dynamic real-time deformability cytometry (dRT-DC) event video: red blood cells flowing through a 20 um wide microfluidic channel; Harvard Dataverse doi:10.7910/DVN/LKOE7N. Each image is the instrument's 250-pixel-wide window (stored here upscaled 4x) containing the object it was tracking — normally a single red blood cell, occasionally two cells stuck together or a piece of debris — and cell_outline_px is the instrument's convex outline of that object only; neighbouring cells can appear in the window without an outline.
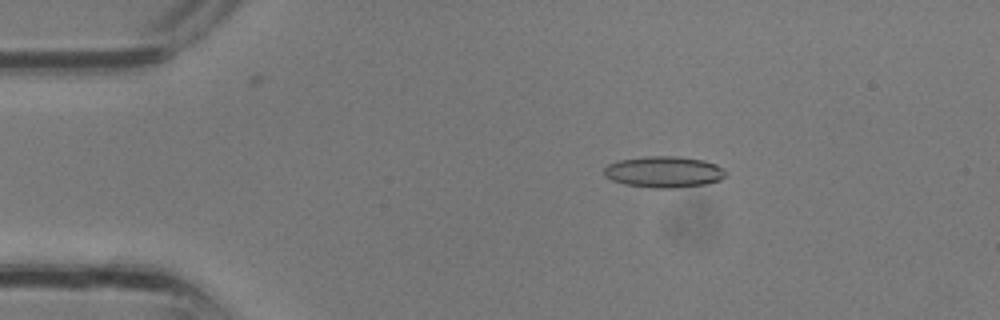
{"species": "common noctule bat (a hibernating species)", "species_latin": "Nyctalus noctula", "temperature_condition": "room temperature", "stored_images_in_passage": 16, "camera_frame_rate_fps": 3000, "um_per_image_px": 0.085, "animal": {"sex": "male", "body_mass_g": 13.3}, "frame": {"image": 1, "passage_image": 6, "time_ms": 1.667, "image_size_px": [1000, 320], "cell_outline_px": [[728, 172], [720, 180], [708, 184], [672, 188], [652, 188], [624, 184], [612, 180], [604, 176], [604, 168], [608, 164], [620, 160], [648, 156], [676, 156], [704, 160], [716, 164]], "centroid_in_image_um": [56.44, 14.61], "position_along_channel_um": 28.6, "area_um2": 22.25}}
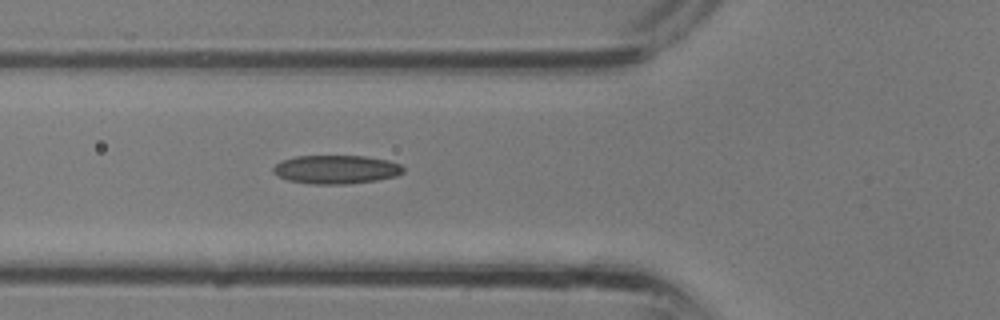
{"frame": {"image": 2, "passage_image": 12, "time_ms": 3.667, "image_size_px": [1000, 320], "cell_outline_px": [[404, 172], [396, 176], [376, 180], [348, 184], [312, 184], [288, 180], [272, 172], [272, 168], [280, 160], [296, 156], [364, 156], [388, 160], [400, 164], [404, 168]], "centroid_in_image_um": [28.57, 14.4], "position_along_channel_um": 97.2, "area_um2": 21.73}}
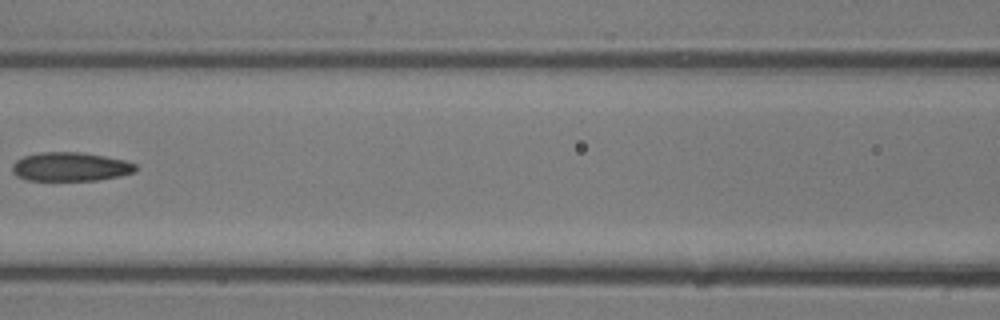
{"frame": {"image": 3, "passage_image": 15, "time_ms": 4.667, "image_size_px": [1000, 320], "cell_outline_px": [[136, 172], [120, 176], [96, 180], [28, 180], [16, 176], [12, 172], [12, 164], [16, 160], [24, 156], [40, 152], [80, 152], [104, 156], [124, 160], [136, 164]], "centroid_in_image_um": [5.97, 14.17], "position_along_channel_um": 160.6, "area_um2": 20.75}}